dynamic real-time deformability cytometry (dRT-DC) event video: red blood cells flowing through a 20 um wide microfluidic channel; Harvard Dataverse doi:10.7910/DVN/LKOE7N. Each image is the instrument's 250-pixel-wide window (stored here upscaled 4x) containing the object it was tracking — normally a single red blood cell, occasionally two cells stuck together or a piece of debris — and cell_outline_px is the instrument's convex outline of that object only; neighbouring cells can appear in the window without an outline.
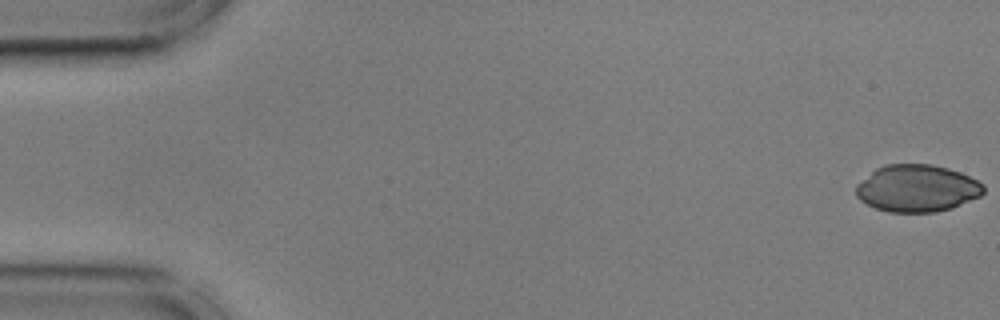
{"species": "common noctule bat (a hibernating species)", "species_latin": "Nyctalus noctula", "temperature_condition": "cold", "stored_images_in_passage": 55, "camera_frame_rate_fps": 3000, "um_per_image_px": 0.085, "animal": {"sex": "male", "body_mass_g": 17.9, "forearm_length_mm": 54.2}, "frame": {"image": 1, "passage_image": 1, "time_ms": 0.0, "image_size_px": [1000, 320], "cell_outline_px": [[984, 192], [980, 196], [952, 208], [936, 212], [888, 212], [876, 208], [860, 200], [856, 196], [856, 184], [876, 168], [884, 164], [932, 164], [948, 168], [960, 172], [984, 184]], "centroid_in_image_um": [77.94, 16.0], "position_along_channel_um": 7.1, "area_um2": 35.08}}